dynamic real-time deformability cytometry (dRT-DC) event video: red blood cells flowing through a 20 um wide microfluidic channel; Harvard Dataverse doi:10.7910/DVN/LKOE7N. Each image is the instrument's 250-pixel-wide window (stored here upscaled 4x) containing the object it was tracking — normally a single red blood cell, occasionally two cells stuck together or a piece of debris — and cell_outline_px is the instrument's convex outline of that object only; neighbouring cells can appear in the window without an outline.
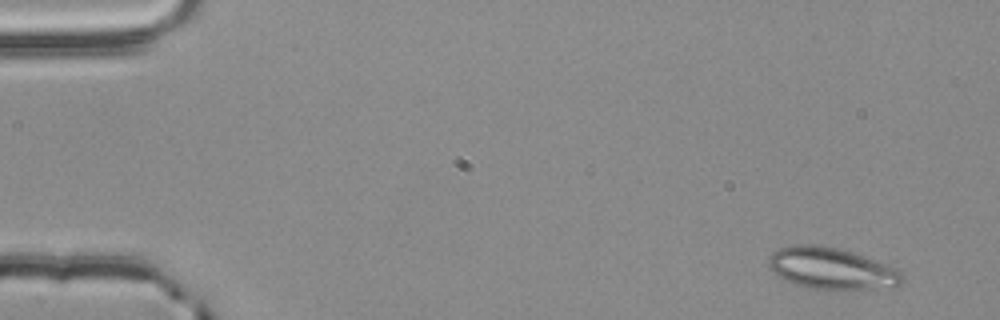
{"species": "common noctule bat (a hibernating species)", "species_latin": "Nyctalus noctula", "temperature_condition": "room temperature", "stored_images_in_passage": 3, "camera_frame_rate_fps": 3000, "um_per_image_px": 0.085, "animal": {"sex": "male", "body_mass_g": 20.4}, "frame": {"image": 1, "passage_image": 1, "time_ms": 0.0, "image_size_px": [1000, 320], "cell_outline_px": [[904, 284], [868, 288], [808, 288], [792, 284], [776, 276], [768, 268], [768, 256], [772, 252], [780, 248], [800, 244], [836, 248], [852, 252], [900, 268], [904, 276]], "centroid_in_image_um": [70.65, 22.81], "position_along_channel_um": 14.3, "area_um2": 32.14}}